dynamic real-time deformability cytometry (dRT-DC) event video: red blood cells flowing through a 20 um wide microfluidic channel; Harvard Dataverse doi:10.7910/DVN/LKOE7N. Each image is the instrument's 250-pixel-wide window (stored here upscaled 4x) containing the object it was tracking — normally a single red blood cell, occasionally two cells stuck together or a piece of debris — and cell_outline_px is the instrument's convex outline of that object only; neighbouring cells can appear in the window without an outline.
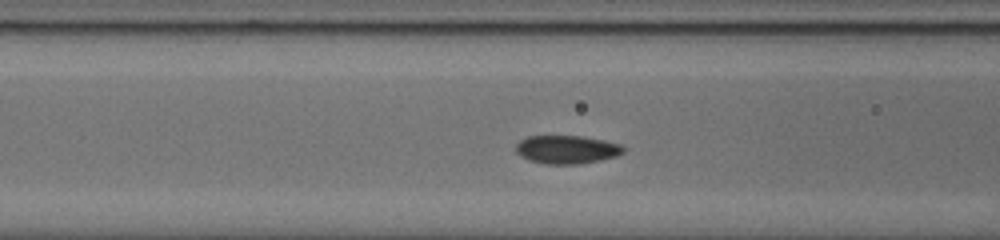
{"species": "common noctule bat (a hibernating species)", "species_latin": "Nyctalus noctula", "temperature_condition": "cold", "stored_images_in_passage": 50, "camera_frame_rate_fps": 3000, "um_per_image_px": 0.085, "animal": {"sex": "male", "body_mass_g": 20.0, "forearm_length_mm": 53.3}, "frame": {"image": 1, "passage_image": 15, "time_ms": 4.667, "image_size_px": [1000, 240], "cell_outline_px": [[624, 152], [616, 156], [600, 160], [576, 164], [548, 164], [528, 160], [520, 156], [516, 152], [516, 144], [520, 140], [528, 136], [580, 136], [604, 140], [620, 144], [624, 148]], "centroid_in_image_um": [48.15, 12.71], "position_along_channel_um": 118.4, "area_um2": 17.69}}
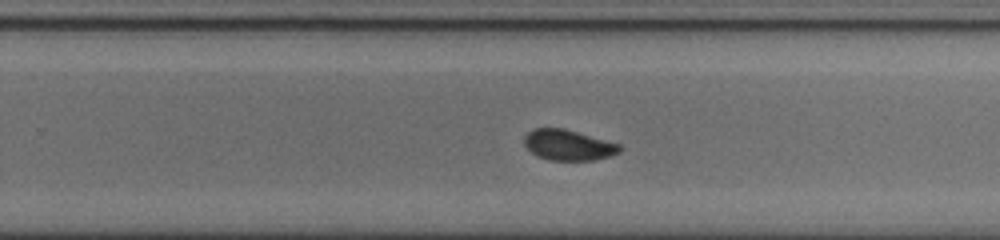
{"frame": {"image": 2, "passage_image": 28, "time_ms": 9.0, "image_size_px": [1000, 240], "cell_outline_px": [[620, 152], [608, 156], [592, 160], [548, 160], [536, 156], [524, 144], [524, 136], [532, 128], [564, 128], [620, 144]], "centroid_in_image_um": [48.26, 12.32], "position_along_channel_um": 281.5, "area_um2": 16.94}}
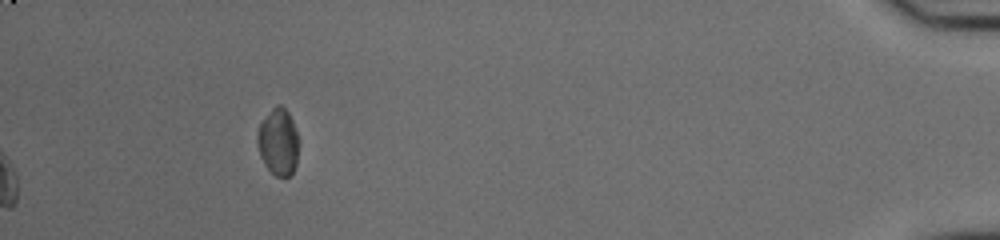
{"frame": {"image": 3, "passage_image": 50, "time_ms": 16.333, "image_size_px": [1000, 240], "cell_outline_px": [[296, 164], [292, 172], [288, 176], [276, 176], [264, 164], [260, 156], [256, 144], [256, 136], [260, 124], [272, 108], [276, 104], [280, 104], [288, 112], [292, 120], [296, 132]], "centroid_in_image_um": [23.6, 12.05], "position_along_channel_um": 411.6, "area_um2": 15.72}, "authors_computed_cell_mechanics": {"area_um2": 17.1955, "velocity_mm_per_s": 3.7738, "shape_relaxation_time_tau1_ms": 2.5611, "shape_relaxation_time_tau2_ms": 1.3873, "deformation_change_tau1": 0.0768, "deformation_change_tau2": 0.0414}}